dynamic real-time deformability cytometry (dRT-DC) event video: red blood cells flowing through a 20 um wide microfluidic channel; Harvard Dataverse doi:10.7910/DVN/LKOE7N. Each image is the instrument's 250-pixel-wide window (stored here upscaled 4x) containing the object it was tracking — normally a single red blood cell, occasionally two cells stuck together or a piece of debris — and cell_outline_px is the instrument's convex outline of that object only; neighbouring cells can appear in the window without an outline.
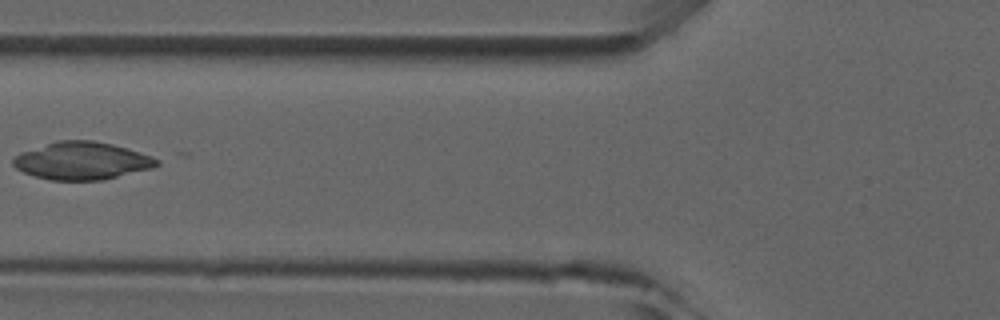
{"species": "common noctule bat (a hibernating species)", "species_latin": "Nyctalus noctula", "temperature_condition": "room temperature", "stored_images_in_passage": 4, "camera_frame_rate_fps": 3000, "um_per_image_px": 0.085, "animal": {"sex": "male", "forearm_length_mm": 52.5}, "frame": {"image": 1, "passage_image": 4, "time_ms": 4.333, "image_size_px": [1000, 320], "cell_outline_px": [[160, 164], [152, 168], [100, 180], [52, 180], [36, 176], [24, 172], [16, 168], [12, 164], [12, 160], [20, 152], [56, 140], [92, 140], [112, 144], [152, 156], [160, 160]], "centroid_in_image_um": [6.95, 13.66], "position_along_channel_um": 118.9, "area_um2": 31.27}}